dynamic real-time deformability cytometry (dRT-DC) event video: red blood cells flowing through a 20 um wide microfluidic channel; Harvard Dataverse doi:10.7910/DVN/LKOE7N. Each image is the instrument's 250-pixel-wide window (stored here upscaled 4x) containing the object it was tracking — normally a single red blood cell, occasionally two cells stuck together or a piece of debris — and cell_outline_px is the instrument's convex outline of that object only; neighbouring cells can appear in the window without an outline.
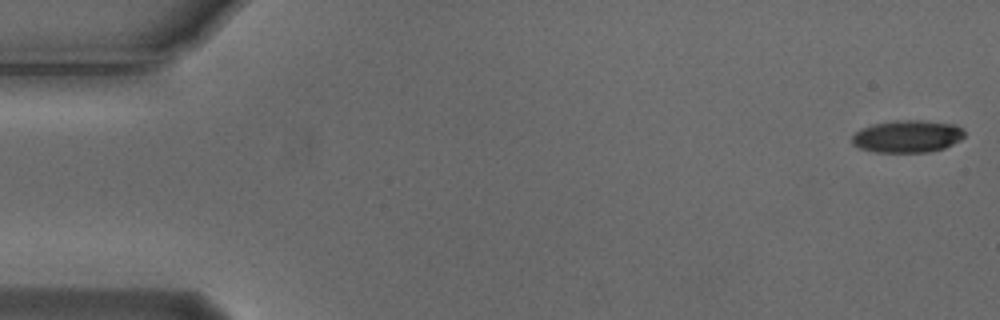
{"species": "Egyptian fruit bat (a non-hibernating species)", "species_latin": "Rousettus aegyptiacus", "temperature_condition": "cold", "stored_images_in_passage": 5, "camera_frame_rate_fps": 3000, "um_per_image_px": 0.085, "animal": {"sex": "male"}, "frame": {"image": 1, "passage_image": 1, "time_ms": 0.0, "image_size_px": [1000, 320], "cell_outline_px": [[964, 136], [960, 140], [944, 148], [928, 152], [876, 152], [860, 148], [852, 144], [852, 136], [856, 132], [864, 128], [876, 124], [896, 120], [920, 120], [956, 124], [964, 128]], "centroid_in_image_um": [77.17, 11.59], "position_along_channel_um": 7.8, "area_um2": 21.1}}
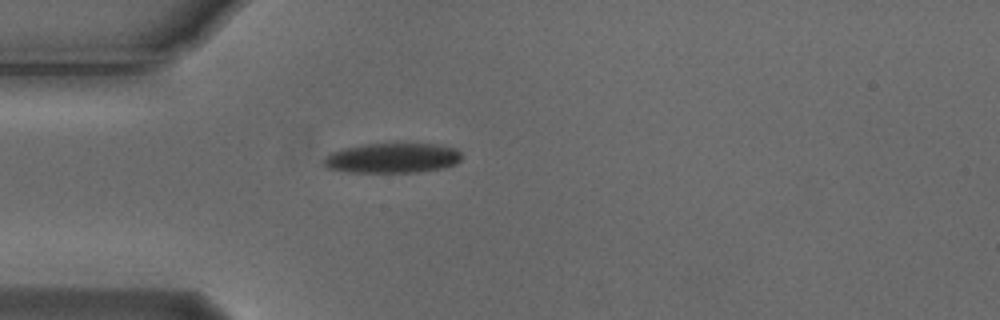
{"frame": {"image": 2, "passage_image": 5, "time_ms": 1.333, "image_size_px": [1000, 320], "cell_outline_px": [[460, 160], [456, 164], [444, 168], [420, 172], [344, 172], [328, 168], [324, 164], [324, 156], [332, 152], [344, 148], [364, 144], [436, 144], [456, 148], [460, 152]], "centroid_in_image_um": [33.35, 13.44], "position_along_channel_um": 51.6, "area_um2": 24.1}}